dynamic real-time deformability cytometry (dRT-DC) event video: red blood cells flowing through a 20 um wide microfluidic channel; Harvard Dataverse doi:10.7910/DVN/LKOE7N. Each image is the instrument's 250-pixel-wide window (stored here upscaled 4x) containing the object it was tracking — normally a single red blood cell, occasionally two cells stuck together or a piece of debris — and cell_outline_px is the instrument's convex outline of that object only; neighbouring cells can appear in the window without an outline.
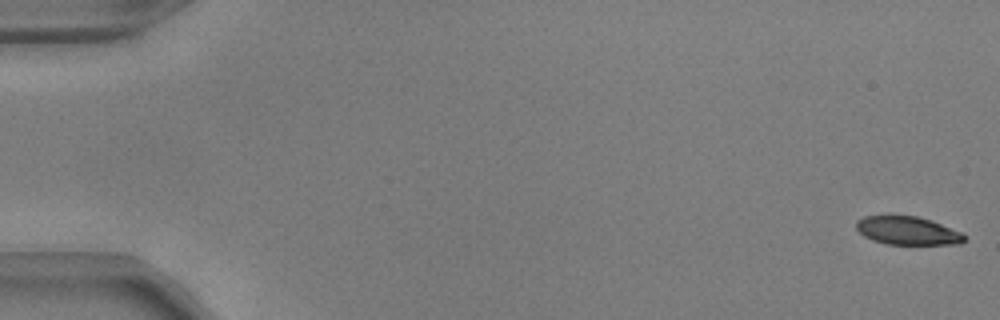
{"species": "common noctule bat (a hibernating species)", "species_latin": "Nyctalus noctula", "temperature_condition": "warm", "stored_images_in_passage": 53, "camera_frame_rate_fps": 3000, "um_per_image_px": 0.085, "animal": {"sex": "male", "body_mass_g": 17.9, "forearm_length_mm": 54.2}, "frame": {"image": 1, "passage_image": 1, "time_ms": 0.0, "image_size_px": [1000, 320], "cell_outline_px": [[964, 240], [960, 244], [884, 244], [872, 240], [864, 236], [856, 228], [856, 220], [864, 216], [888, 212], [892, 212], [916, 216], [932, 220], [960, 232], [964, 236]], "centroid_in_image_um": [77.04, 19.55], "position_along_channel_um": 8.0, "area_um2": 18.5}}
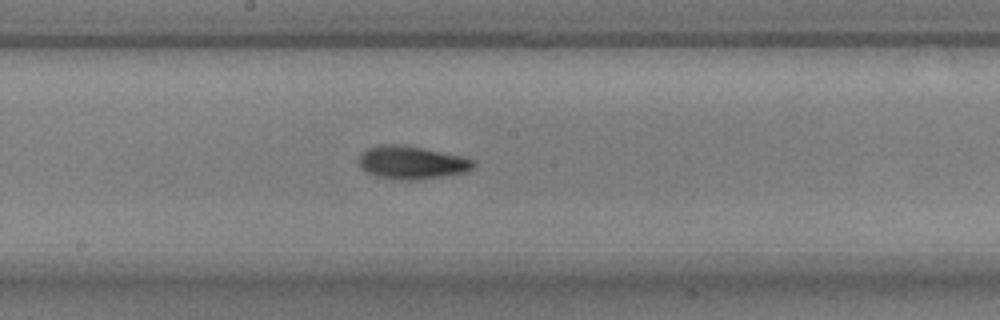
{"frame": {"image": 2, "passage_image": 29, "time_ms": 9.333, "image_size_px": [1000, 320], "cell_outline_px": [[476, 164], [472, 168], [464, 172], [444, 176], [416, 180], [400, 180], [376, 176], [360, 168], [356, 160], [368, 148], [384, 144], [396, 144], [420, 148], [464, 156], [476, 160]], "centroid_in_image_um": [35.0, 13.82], "position_along_channel_um": 213.2, "area_um2": 22.02}}
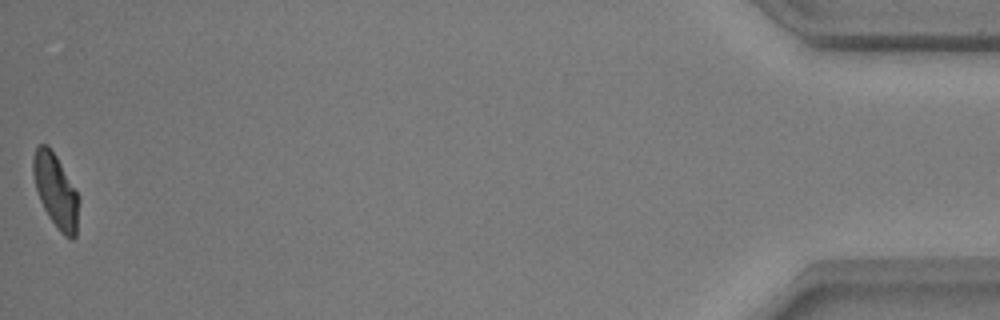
{"frame": {"image": 3, "passage_image": 53, "time_ms": 17.333, "image_size_px": [1000, 320], "cell_outline_px": [[80, 200], [76, 236], [72, 240], [64, 236], [60, 232], [48, 216], [40, 200], [36, 188], [32, 172], [32, 160], [36, 148], [40, 144], [48, 144], [56, 156], [80, 196]], "centroid_in_image_um": [4.76, 16.24], "position_along_channel_um": 430.4, "area_um2": 19.77}, "authors_computed_cell_mechanics": {"area_um2": 20.3456, "velocity_mm_per_s": 3.839, "shape_relaxation_time_tau1_ms": 2.716, "shape_relaxation_time_tau2_ms": 4.7051, "deformation_change_tau1": 0.1445, "deformation_change_tau2": 0.1123}}